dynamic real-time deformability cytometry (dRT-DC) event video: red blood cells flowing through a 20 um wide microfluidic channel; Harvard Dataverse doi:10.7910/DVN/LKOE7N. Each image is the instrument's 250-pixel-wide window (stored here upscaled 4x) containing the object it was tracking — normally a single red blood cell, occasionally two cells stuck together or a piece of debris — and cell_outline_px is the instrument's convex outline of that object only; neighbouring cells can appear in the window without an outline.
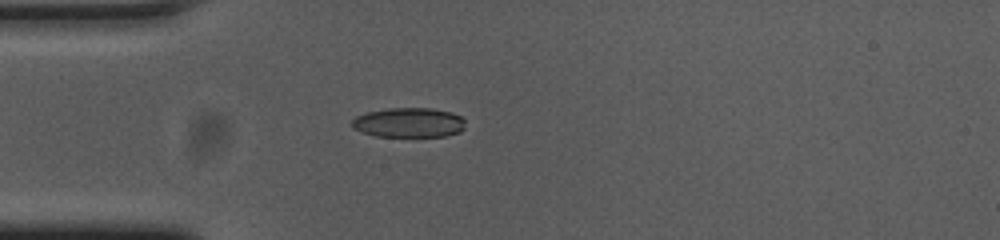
{"species": "common noctule bat (a hibernating species)", "species_latin": "Nyctalus noctula", "temperature_condition": "cold", "stored_images_in_passage": 41, "camera_frame_rate_fps": 3000, "um_per_image_px": 0.085, "animal": {"sex": "female", "body_mass_g": 23.0, "forearm_length_mm": 53.4}, "frame": {"image": 1, "passage_image": 1, "time_ms": 0.0, "image_size_px": [1000, 240], "cell_outline_px": [[464, 128], [460, 132], [444, 136], [376, 136], [352, 128], [352, 120], [356, 116], [368, 112], [388, 108], [432, 108], [452, 112], [460, 116], [464, 120]], "centroid_in_image_um": [34.76, 10.41], "position_along_channel_um": 50.2, "area_um2": 19.54}}
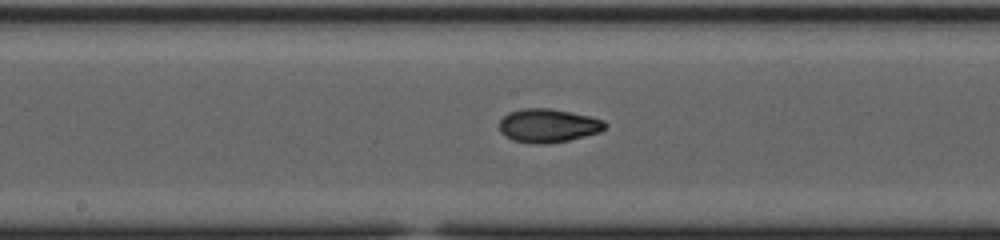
{"frame": {"image": 2, "passage_image": 14, "time_ms": 4.333, "image_size_px": [1000, 240], "cell_outline_px": [[608, 124], [600, 132], [568, 140], [544, 144], [536, 144], [512, 140], [504, 136], [500, 132], [500, 120], [508, 112], [524, 108], [548, 108], [592, 116], [604, 120]], "centroid_in_image_um": [46.59, 10.67], "position_along_channel_um": 201.6, "area_um2": 20.75}}
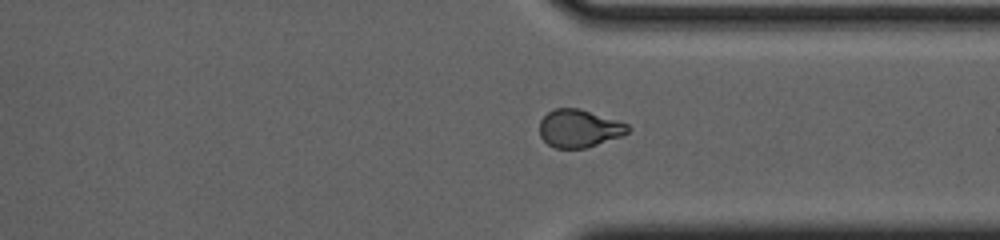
{"frame": {"image": 3, "passage_image": 27, "time_ms": 8.667, "image_size_px": [1000, 240], "cell_outline_px": [[632, 128], [628, 132], [620, 136], [584, 148], [556, 148], [548, 144], [540, 136], [540, 120], [552, 108], [580, 108], [628, 124]], "centroid_in_image_um": [49.2, 10.9], "position_along_channel_um": 362.2, "area_um2": 19.31}, "authors_computed_cell_mechanics": {"area_um2": 19.941, "velocity_mm_per_s": 3.7084, "shape_relaxation_time_tau1_ms": 6.1389, "shape_relaxation_time_tau2_ms": 1.6686, "deformation_change_tau1": 0.1769, "deformation_change_tau2": 0.0558}}